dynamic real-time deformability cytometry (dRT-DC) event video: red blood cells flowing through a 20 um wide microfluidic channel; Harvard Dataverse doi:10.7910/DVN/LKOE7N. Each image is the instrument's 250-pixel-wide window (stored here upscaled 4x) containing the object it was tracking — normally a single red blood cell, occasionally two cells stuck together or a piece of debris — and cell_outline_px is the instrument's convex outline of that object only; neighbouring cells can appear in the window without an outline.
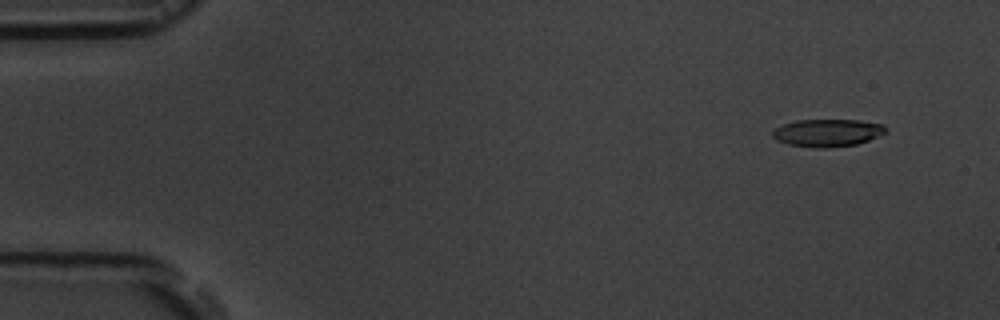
{"species": "common noctule bat (a hibernating species)", "species_latin": "Nyctalus noctula", "temperature_condition": "room temperature", "stored_images_in_passage": 10, "camera_frame_rate_fps": 3000, "um_per_image_px": 0.085, "animal": {"sex": "male", "body_mass_g": 19.5, "forearm_length_mm": 54.6}, "frame": {"image": 1, "passage_image": 2, "time_ms": 1.0, "image_size_px": [1000, 320], "cell_outline_px": [[888, 132], [868, 140], [856, 144], [824, 148], [820, 148], [788, 144], [776, 140], [772, 136], [772, 132], [776, 128], [784, 124], [796, 120], [860, 120], [880, 124], [888, 128]], "centroid_in_image_um": [70.34, 11.28], "position_along_channel_um": 14.7, "area_um2": 18.03}}
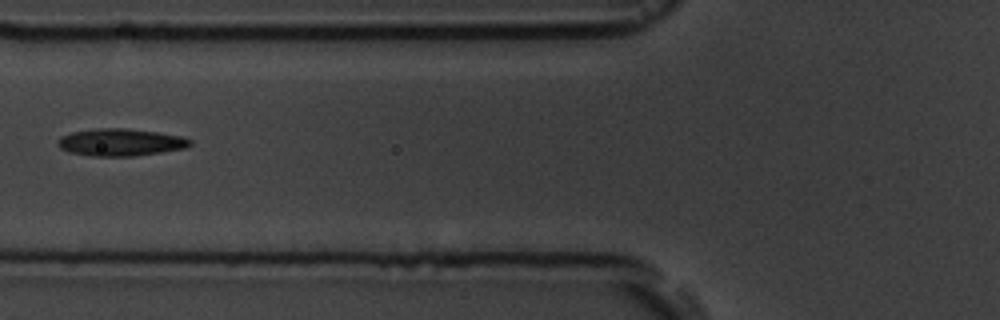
{"frame": {"image": 2, "passage_image": 6, "time_ms": 6.667, "image_size_px": [1000, 320], "cell_outline_px": [[192, 144], [188, 148], [132, 156], [92, 156], [68, 152], [60, 148], [56, 144], [60, 136], [72, 132], [96, 128], [124, 128], [156, 132], [180, 136], [192, 140]], "centroid_in_image_um": [10.22, 12.09], "position_along_channel_um": 115.6, "area_um2": 21.04}}
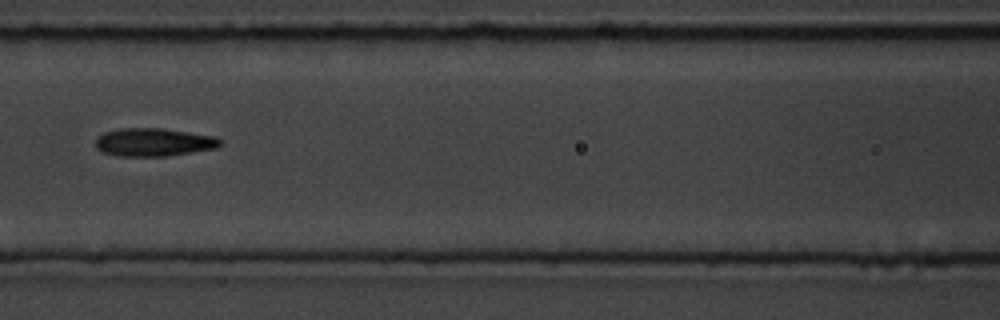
{"frame": {"image": 3, "passage_image": 7, "time_ms": 7.667, "image_size_px": [1000, 320], "cell_outline_px": [[224, 140], [216, 148], [168, 156], [116, 156], [104, 152], [96, 148], [96, 136], [104, 132], [120, 128], [164, 128], [216, 136]], "centroid_in_image_um": [13.07, 12.08], "position_along_channel_um": 153.5, "area_um2": 20.63}}